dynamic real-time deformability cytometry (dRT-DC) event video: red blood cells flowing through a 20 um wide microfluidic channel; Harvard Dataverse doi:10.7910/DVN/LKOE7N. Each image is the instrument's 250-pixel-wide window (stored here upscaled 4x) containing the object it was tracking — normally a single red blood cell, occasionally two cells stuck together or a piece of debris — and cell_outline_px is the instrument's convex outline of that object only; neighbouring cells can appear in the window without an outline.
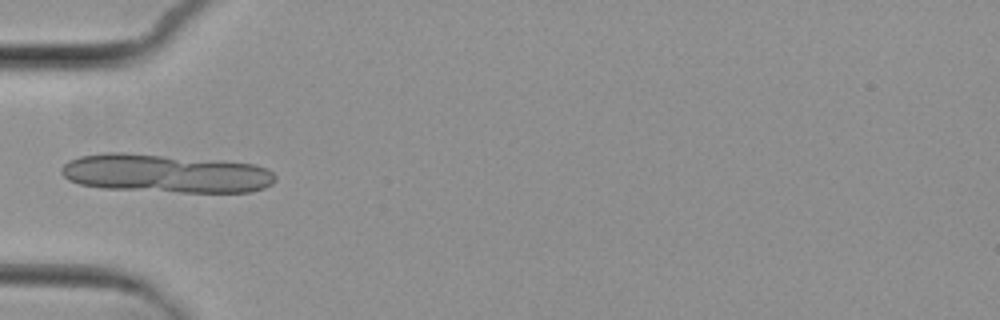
{"species": "common noctule bat (a hibernating species)", "species_latin": "Nyctalus noctula", "temperature_condition": "cold", "stored_images_in_passage": 6, "camera_frame_rate_fps": 3000, "um_per_image_px": 0.085, "animal": {"sex": "female", "body_mass_g": 29.2, "forearm_length_mm": 56.3}, "frame": {"image": 1, "passage_image": 5, "time_ms": 4.667, "image_size_px": [1000, 320], "cell_outline_px": [[276, 180], [272, 184], [264, 188], [248, 192], [180, 192], [100, 188], [80, 184], [68, 180], [60, 172], [60, 168], [68, 160], [80, 156], [104, 152], [124, 152], [252, 164], [264, 168], [272, 172], [276, 176]], "centroid_in_image_um": [14.01, 14.75], "position_along_channel_um": 71.0, "area_um2": 47.74}}